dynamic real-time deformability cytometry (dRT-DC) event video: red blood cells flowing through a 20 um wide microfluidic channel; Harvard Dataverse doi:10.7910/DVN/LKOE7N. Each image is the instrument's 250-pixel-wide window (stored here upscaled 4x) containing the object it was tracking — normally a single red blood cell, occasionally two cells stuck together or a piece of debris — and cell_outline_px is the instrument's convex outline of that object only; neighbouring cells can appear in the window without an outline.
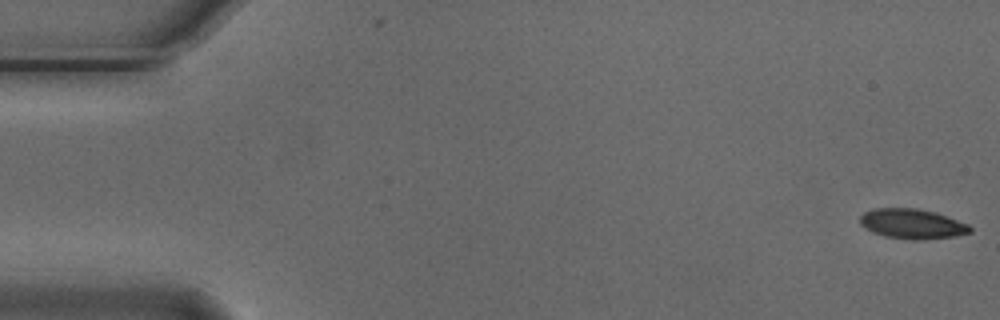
{"species": "Egyptian fruit bat (a non-hibernating species)", "species_latin": "Rousettus aegyptiacus", "temperature_condition": "cold", "stored_images_in_passage": 6, "camera_frame_rate_fps": 3000, "um_per_image_px": 0.085, "animal": {"sex": "male"}, "frame": {"image": 1, "passage_image": 1, "time_ms": 0.0, "image_size_px": [1000, 320], "cell_outline_px": [[972, 232], [952, 236], [916, 240], [912, 240], [884, 236], [872, 232], [860, 224], [860, 216], [864, 212], [872, 208], [916, 208], [936, 212], [968, 224], [972, 228]], "centroid_in_image_um": [77.51, 19.01], "position_along_channel_um": 7.5, "area_um2": 19.13}}
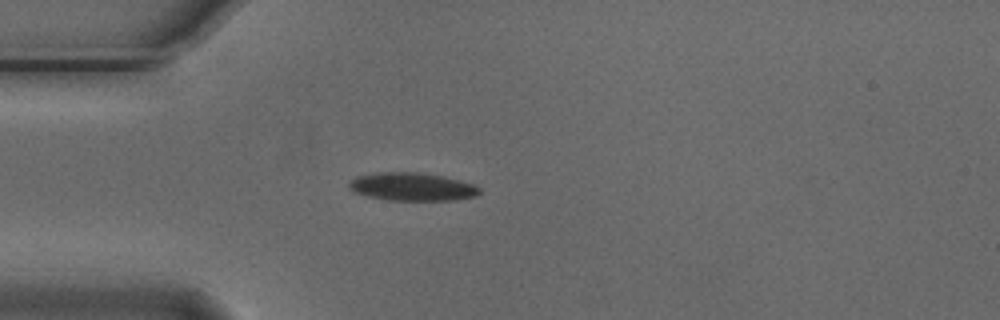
{"frame": {"image": 2, "passage_image": 5, "time_ms": 1.333, "image_size_px": [1000, 320], "cell_outline_px": [[480, 192], [476, 196], [456, 200], [388, 200], [368, 196], [356, 192], [348, 188], [348, 184], [356, 176], [380, 172], [416, 172], [444, 176], [460, 180], [472, 184], [480, 188]], "centroid_in_image_um": [35.04, 15.87], "position_along_channel_um": 50.0, "area_um2": 21.27}}